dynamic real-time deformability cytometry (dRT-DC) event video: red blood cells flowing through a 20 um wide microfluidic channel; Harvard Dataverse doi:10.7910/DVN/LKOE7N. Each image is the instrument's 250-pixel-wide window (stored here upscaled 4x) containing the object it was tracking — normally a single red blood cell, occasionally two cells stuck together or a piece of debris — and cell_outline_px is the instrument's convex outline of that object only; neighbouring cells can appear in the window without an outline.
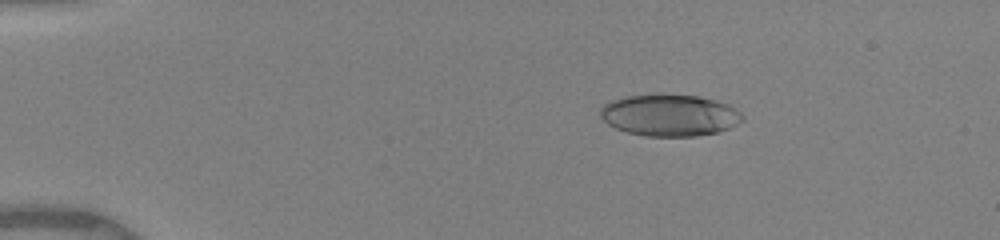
{"species": "human", "species_latin": "Homo sapiens", "temperature_condition": "warm", "stored_images_in_passage": 7, "camera_frame_rate_fps": 3000, "um_per_image_px": 0.085, "donor": {"sex": "female"}, "frame": {"image": 1, "passage_image": 4, "time_ms": 2.333, "image_size_px": [1000, 240], "cell_outline_px": [[744, 120], [728, 128], [716, 132], [696, 136], [644, 136], [628, 132], [616, 128], [608, 124], [600, 116], [600, 108], [608, 100], [624, 96], [696, 96], [728, 104], [736, 108], [744, 116]], "centroid_in_image_um": [56.9, 9.81], "position_along_channel_um": 28.1, "area_um2": 34.04}}